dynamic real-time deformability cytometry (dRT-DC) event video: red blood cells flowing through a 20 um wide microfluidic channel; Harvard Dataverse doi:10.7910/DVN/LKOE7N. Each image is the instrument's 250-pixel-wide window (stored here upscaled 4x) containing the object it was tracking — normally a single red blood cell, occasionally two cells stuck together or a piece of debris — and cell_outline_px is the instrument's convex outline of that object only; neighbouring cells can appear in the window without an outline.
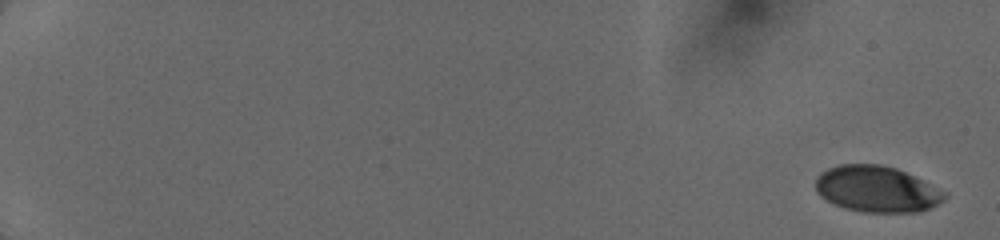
{"species": "human", "species_latin": "Homo sapiens", "temperature_condition": "cold", "stored_images_in_passage": 26, "camera_frame_rate_fps": 3000, "um_per_image_px": 0.085, "donor": {"sex": "female"}, "frame": {"image": 1, "passage_image": 1, "time_ms": 0.0, "image_size_px": [1000, 240], "cell_outline_px": [[948, 196], [944, 200], [920, 212], [864, 212], [844, 208], [820, 196], [816, 192], [816, 176], [820, 172], [828, 168], [840, 164], [880, 164], [896, 168], [948, 192]], "centroid_in_image_um": [74.52, 16.07], "position_along_channel_um": 10.5, "area_um2": 34.74}}
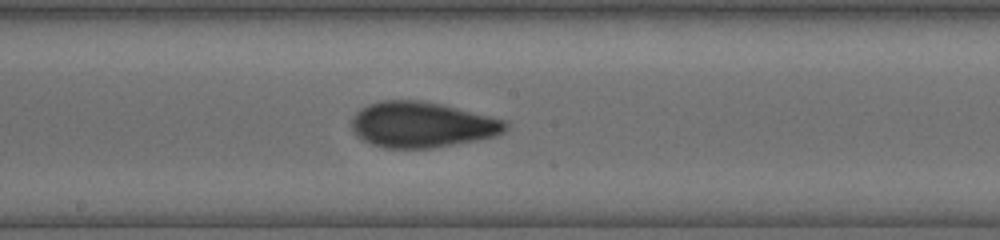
{"frame": {"image": 2, "passage_image": 16, "time_ms": 10.0, "image_size_px": [1000, 240], "cell_outline_px": [[508, 128], [504, 132], [496, 136], [476, 140], [432, 148], [384, 148], [360, 140], [352, 132], [352, 116], [360, 108], [368, 104], [384, 100], [420, 100], [440, 104], [508, 120]], "centroid_in_image_um": [35.85, 10.6], "position_along_channel_um": 212.4, "area_um2": 41.21}}
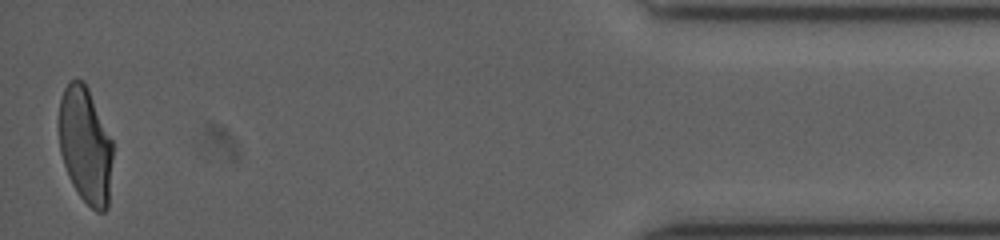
{"frame": {"image": 3, "passage_image": 26, "time_ms": 16.667, "image_size_px": [1000, 240], "cell_outline_px": [[112, 156], [108, 208], [104, 212], [96, 212], [80, 196], [72, 184], [68, 176], [60, 152], [60, 100], [64, 88], [68, 80], [84, 80], [88, 88], [112, 140]], "centroid_in_image_um": [7.26, 12.35], "position_along_channel_um": 427.9, "area_um2": 36.24}}